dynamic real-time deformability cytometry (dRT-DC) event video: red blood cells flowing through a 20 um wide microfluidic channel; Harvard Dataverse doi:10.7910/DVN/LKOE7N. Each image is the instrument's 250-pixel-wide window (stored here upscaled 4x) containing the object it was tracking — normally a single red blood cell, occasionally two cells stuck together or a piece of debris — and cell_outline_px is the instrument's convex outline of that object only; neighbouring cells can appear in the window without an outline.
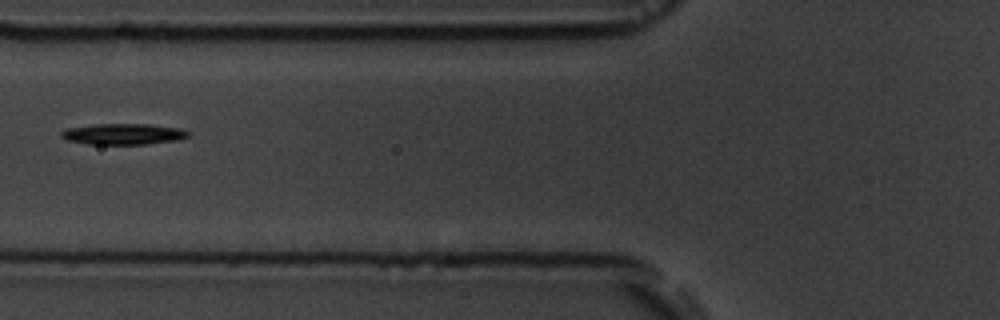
{"species": "common noctule bat (a hibernating species)", "species_latin": "Nyctalus noctula", "temperature_condition": "room temperature", "stored_images_in_passage": 2, "camera_frame_rate_fps": 3000, "um_per_image_px": 0.085, "animal": {"sex": "male", "body_mass_g": 19.5, "forearm_length_mm": 54.6}, "frame": {"image": 1, "passage_image": 2, "time_ms": 1.0, "image_size_px": [1000, 320], "cell_outline_px": [[192, 132], [188, 136], [176, 140], [144, 144], [88, 144], [68, 140], [60, 136], [60, 132], [64, 128], [96, 124], [148, 124], [184, 128]], "centroid_in_image_um": [10.49, 11.38], "position_along_channel_um": 115.3, "area_um2": 15.66}}